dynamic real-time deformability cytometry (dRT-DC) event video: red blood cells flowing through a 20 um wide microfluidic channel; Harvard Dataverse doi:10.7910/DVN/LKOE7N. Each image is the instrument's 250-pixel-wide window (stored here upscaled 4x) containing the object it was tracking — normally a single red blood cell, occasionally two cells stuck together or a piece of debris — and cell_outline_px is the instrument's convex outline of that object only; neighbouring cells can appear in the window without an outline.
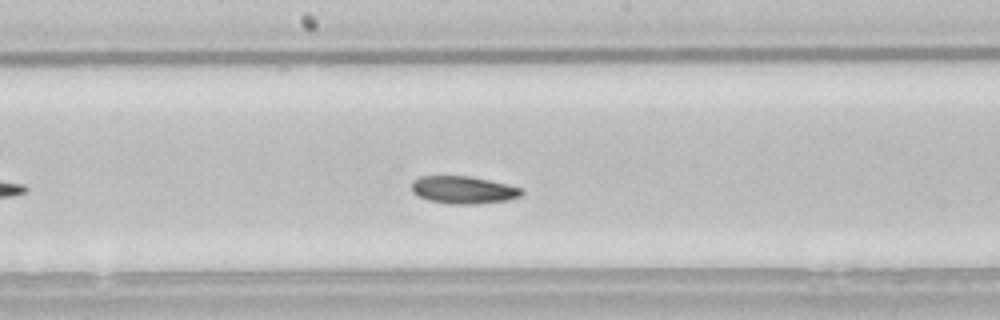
{"species": "common noctule bat (a hibernating species)", "species_latin": "Nyctalus noctula", "temperature_condition": "room temperature", "stored_images_in_passage": 46, "camera_frame_rate_fps": 3000, "um_per_image_px": 0.085, "animal": {"sex": "male", "body_mass_g": 21.5, "forearm_length_mm": 52.0}, "frame": {"image": 1, "passage_image": 20, "time_ms": 6.333, "image_size_px": [1000, 320], "cell_outline_px": [[524, 192], [520, 196], [508, 200], [476, 204], [448, 204], [428, 200], [412, 192], [412, 180], [420, 176], [468, 176], [508, 184], [524, 188]], "centroid_in_image_um": [39.4, 16.14], "position_along_channel_um": 208.8, "area_um2": 17.74}, "authors_computed_cell_mechanics": {"area_um2": 18.207, "velocity_mm_per_s": 3.7694, "shape_relaxation_time_tau1_ms": 2.7853, "shape_relaxation_time_tau2_ms": null, "deformation_change_tau1": 0.0874, "deformation_change_tau2": null}}